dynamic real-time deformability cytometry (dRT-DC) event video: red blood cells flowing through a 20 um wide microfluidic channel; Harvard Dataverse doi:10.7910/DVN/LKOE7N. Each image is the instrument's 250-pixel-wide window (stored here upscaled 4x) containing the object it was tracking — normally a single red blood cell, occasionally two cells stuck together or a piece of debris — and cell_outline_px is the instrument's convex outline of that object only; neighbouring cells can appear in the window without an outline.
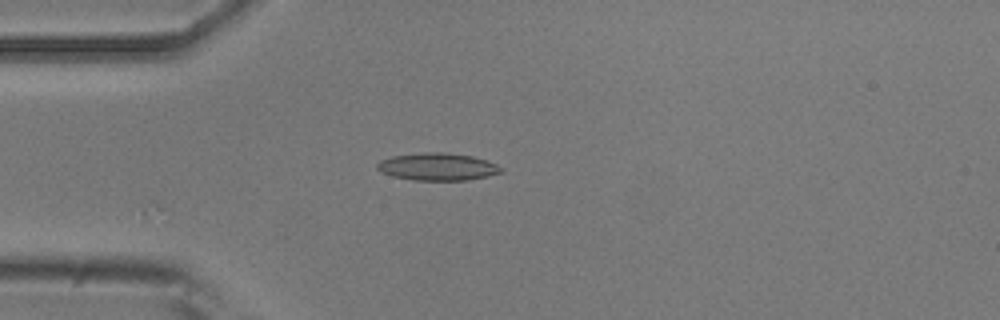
{"species": "common noctule bat (a hibernating species)", "species_latin": "Nyctalus noctula", "temperature_condition": "room temperature", "stored_images_in_passage": 16, "camera_frame_rate_fps": 3000, "um_per_image_px": 0.085, "animal": {"sex": "male", "body_mass_g": 20.5, "forearm_length_mm": 52.5}, "frame": {"image": 1, "passage_image": 13, "time_ms": 4.0, "image_size_px": [1000, 320], "cell_outline_px": [[504, 172], [488, 176], [468, 180], [412, 180], [392, 176], [376, 168], [376, 164], [380, 160], [392, 156], [424, 152], [444, 152], [472, 156], [488, 160], [504, 168]], "centroid_in_image_um": [37.23, 14.17], "position_along_channel_um": 47.8, "area_um2": 19.94}}